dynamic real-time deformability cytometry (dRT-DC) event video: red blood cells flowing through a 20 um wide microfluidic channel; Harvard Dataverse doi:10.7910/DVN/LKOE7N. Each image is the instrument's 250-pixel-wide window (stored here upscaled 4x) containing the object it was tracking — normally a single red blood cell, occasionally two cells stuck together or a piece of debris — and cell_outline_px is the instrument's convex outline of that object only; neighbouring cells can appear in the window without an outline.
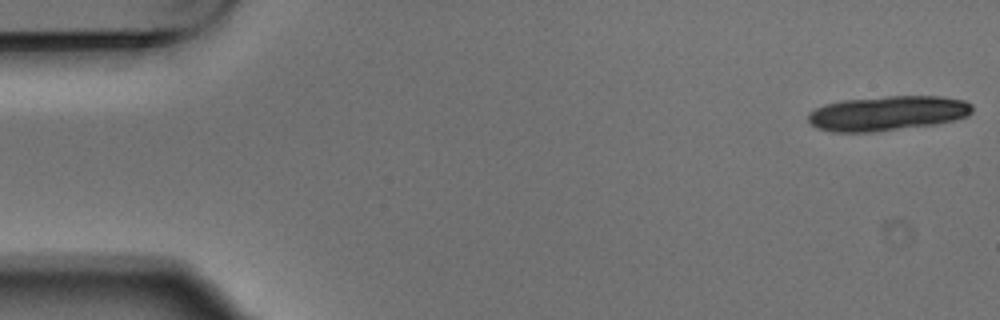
{"species": "Egyptian fruit bat (a non-hibernating species)", "species_latin": "Rousettus aegyptiacus", "temperature_condition": "warm", "stored_images_in_passage": 6, "camera_frame_rate_fps": 3000, "um_per_image_px": 0.085, "animal": {"sex": "male"}, "frame": {"image": 1, "passage_image": 1, "time_ms": 0.0, "image_size_px": [1000, 320], "cell_outline_px": [[972, 112], [968, 116], [936, 124], [872, 132], [832, 132], [816, 128], [808, 120], [808, 112], [824, 104], [840, 100], [888, 96], [940, 96], [964, 100], [972, 104]], "centroid_in_image_um": [75.41, 9.62], "position_along_channel_um": 9.6, "area_um2": 33.35}}